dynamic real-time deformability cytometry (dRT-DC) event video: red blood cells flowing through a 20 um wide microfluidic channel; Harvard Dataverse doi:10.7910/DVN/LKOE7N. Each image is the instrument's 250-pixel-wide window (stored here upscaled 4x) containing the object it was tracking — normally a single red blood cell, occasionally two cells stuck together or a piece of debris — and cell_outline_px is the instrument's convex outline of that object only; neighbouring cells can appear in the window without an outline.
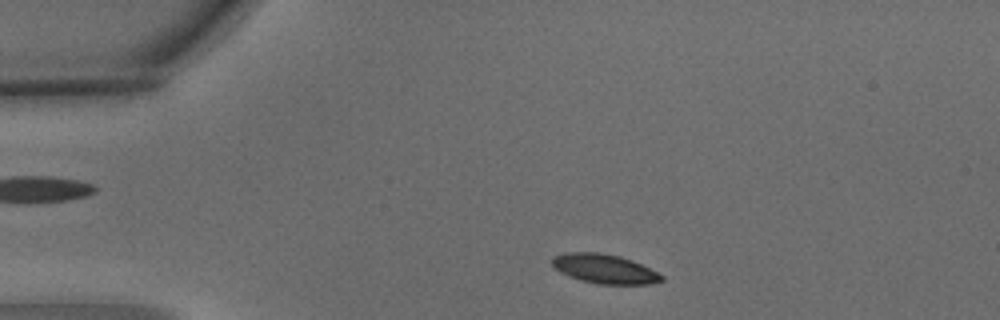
{"species": "common noctule bat (a hibernating species)", "species_latin": "Nyctalus noctula", "temperature_condition": "warm", "stored_images_in_passage": 3, "camera_frame_rate_fps": 3000, "um_per_image_px": 0.085, "animal": {"sex": "male", "body_mass_g": 15.6}, "frame": {"image": 1, "passage_image": 1, "time_ms": 0.0, "image_size_px": [1000, 320], "cell_outline_px": [[664, 280], [652, 284], [600, 284], [580, 280], [560, 272], [552, 264], [552, 256], [564, 252], [600, 252], [620, 256], [632, 260], [664, 276]], "centroid_in_image_um": [51.37, 22.84], "position_along_channel_um": 33.6, "area_um2": 18.67}}
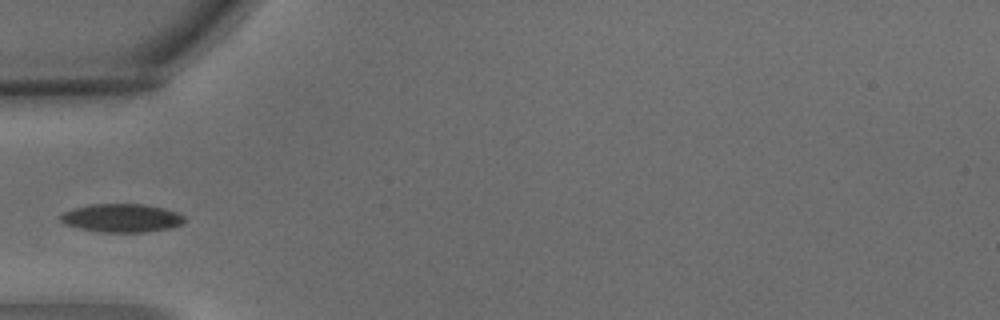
{"frame": {"image": 2, "passage_image": 3, "time_ms": 0.667, "image_size_px": [1000, 320], "cell_outline_px": [[188, 220], [180, 224], [168, 228], [144, 232], [104, 232], [80, 228], [64, 224], [60, 220], [60, 216], [64, 212], [88, 204], [144, 204], [164, 208], [176, 212], [184, 216]], "centroid_in_image_um": [10.36, 18.52], "position_along_channel_um": 74.6, "area_um2": 20.35}}